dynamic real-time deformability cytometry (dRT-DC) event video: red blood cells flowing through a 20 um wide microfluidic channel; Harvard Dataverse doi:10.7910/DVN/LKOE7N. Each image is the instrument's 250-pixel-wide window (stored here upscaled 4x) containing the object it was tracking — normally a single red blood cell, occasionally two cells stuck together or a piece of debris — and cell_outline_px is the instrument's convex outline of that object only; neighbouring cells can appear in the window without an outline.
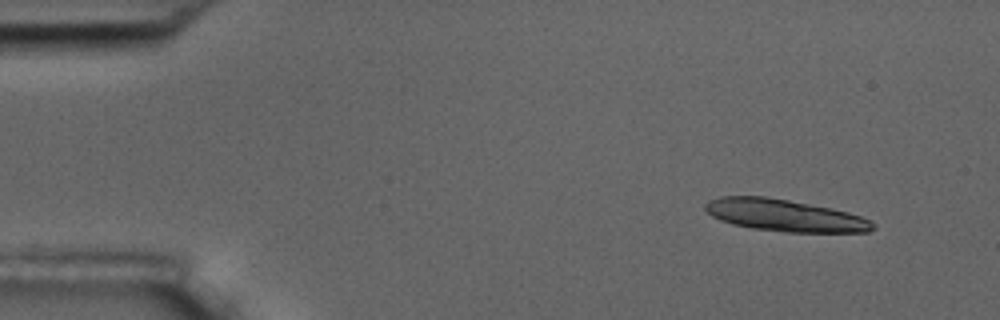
{"species": "common noctule bat (a hibernating species)", "species_latin": "Nyctalus noctula", "temperature_condition": "room temperature", "stored_images_in_passage": 5, "segment_of_instrument_passage": [1, 2], "camera_frame_rate_fps": 3000, "um_per_image_px": 0.085, "animal": {"sex": "male", "body_mass_g": 17.5, "forearm_length_mm": 52.3}, "frame": {"image": 1, "passage_image": 1, "time_ms": 0.0, "image_size_px": [1000, 320], "cell_outline_px": [[876, 228], [868, 232], [784, 232], [752, 228], [732, 224], [720, 220], [712, 216], [704, 208], [704, 204], [708, 200], [720, 196], [764, 196], [788, 200], [832, 208], [848, 212], [860, 216], [876, 224]], "centroid_in_image_um": [66.68, 18.31], "position_along_channel_um": 18.3, "area_um2": 31.27}}